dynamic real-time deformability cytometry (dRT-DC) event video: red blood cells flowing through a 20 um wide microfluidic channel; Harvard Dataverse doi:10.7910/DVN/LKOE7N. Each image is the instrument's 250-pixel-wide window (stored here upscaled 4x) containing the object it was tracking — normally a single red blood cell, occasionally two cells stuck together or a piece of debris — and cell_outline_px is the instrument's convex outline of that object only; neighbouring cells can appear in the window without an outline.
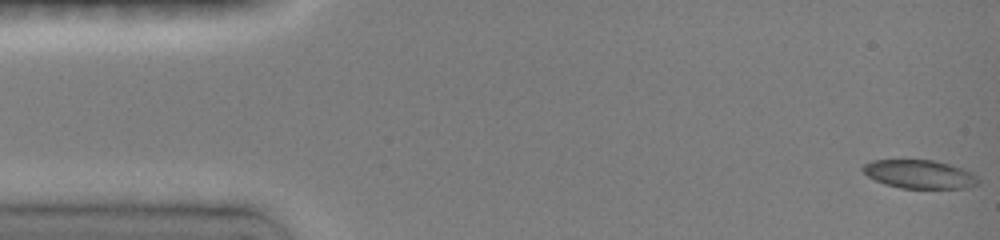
{"species": "common noctule bat (a hibernating species)", "species_latin": "Nyctalus noctula", "temperature_condition": "room temperature", "stored_images_in_passage": 49, "camera_frame_rate_fps": 3000, "um_per_image_px": 0.085, "animal": {"sex": "female", "body_mass_g": 19.0, "forearm_length_mm": 51.5}, "frame": {"image": 1, "passage_image": 1, "time_ms": 0.0, "image_size_px": [1000, 240], "cell_outline_px": [[980, 184], [968, 188], [900, 188], [884, 184], [868, 176], [860, 168], [864, 164], [872, 160], [932, 160], [948, 164], [960, 168], [976, 176], [980, 180]], "centroid_in_image_um": [78.14, 14.82], "position_along_channel_um": 6.9, "area_um2": 19.07}}
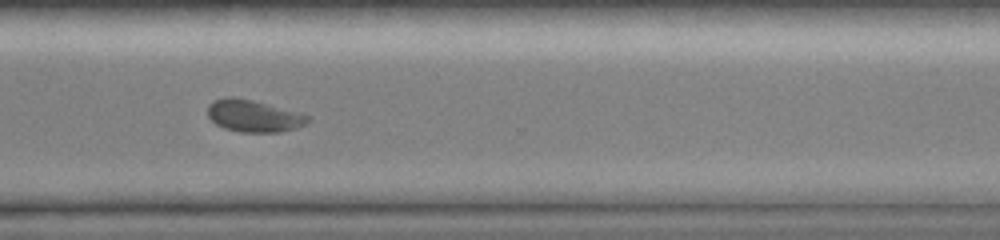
{"frame": {"image": 2, "passage_image": 36, "time_ms": 11.667, "image_size_px": [1000, 240], "cell_outline_px": [[308, 120], [304, 124], [296, 128], [280, 132], [240, 132], [224, 128], [216, 124], [208, 116], [208, 104], [216, 100], [228, 96], [232, 96], [252, 100], [300, 112], [308, 116]], "centroid_in_image_um": [21.54, 9.85], "position_along_channel_um": 349.1, "area_um2": 18.55}}
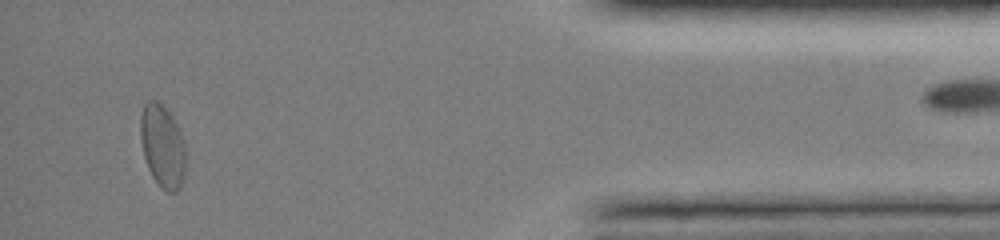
{"frame": {"image": 3, "passage_image": 45, "time_ms": 14.667, "image_size_px": [1000, 240], "cell_outline_px": [[184, 172], [180, 188], [176, 192], [168, 192], [152, 176], [148, 168], [144, 156], [140, 140], [140, 116], [144, 104], [148, 100], [156, 100], [172, 116], [180, 132], [184, 144]], "centroid_in_image_um": [13.78, 12.4], "position_along_channel_um": 421.4, "area_um2": 21.44}, "authors_computed_cell_mechanics": {"area_um2": 19.074, "velocity_mm_per_s": 3.9829, "shape_relaxation_time_tau1_ms": 2.814, "shape_relaxation_time_tau2_ms": 4.9927, "deformation_change_tau1": 0.1143, "deformation_change_tau2": 0.0596}}